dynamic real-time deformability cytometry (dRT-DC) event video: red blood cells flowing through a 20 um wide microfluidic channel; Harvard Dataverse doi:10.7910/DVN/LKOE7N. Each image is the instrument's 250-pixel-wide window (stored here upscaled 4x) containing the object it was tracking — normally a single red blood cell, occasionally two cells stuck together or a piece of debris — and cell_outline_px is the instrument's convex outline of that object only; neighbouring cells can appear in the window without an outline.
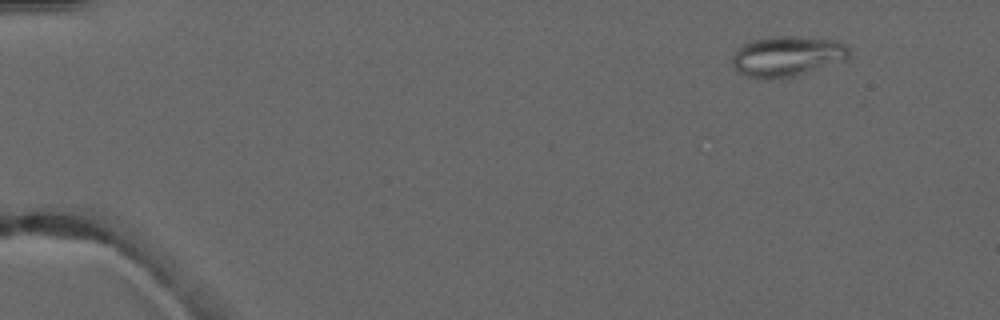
{"species": "common noctule bat (a hibernating species)", "species_latin": "Nyctalus noctula", "temperature_condition": "warm", "stored_images_in_passage": 5, "camera_frame_rate_fps": 3000, "um_per_image_px": 0.085, "animal": {"sex": "male", "forearm_length_mm": 52.5}, "frame": {"image": 1, "passage_image": 2, "time_ms": 1.333, "image_size_px": [1000, 320], "cell_outline_px": [[848, 60], [792, 76], [772, 80], [760, 80], [736, 72], [732, 64], [732, 56], [736, 48], [752, 40], [768, 36], [800, 36], [836, 40], [844, 44], [848, 48]], "centroid_in_image_um": [66.85, 4.78], "position_along_channel_um": 18.1, "area_um2": 27.92}}